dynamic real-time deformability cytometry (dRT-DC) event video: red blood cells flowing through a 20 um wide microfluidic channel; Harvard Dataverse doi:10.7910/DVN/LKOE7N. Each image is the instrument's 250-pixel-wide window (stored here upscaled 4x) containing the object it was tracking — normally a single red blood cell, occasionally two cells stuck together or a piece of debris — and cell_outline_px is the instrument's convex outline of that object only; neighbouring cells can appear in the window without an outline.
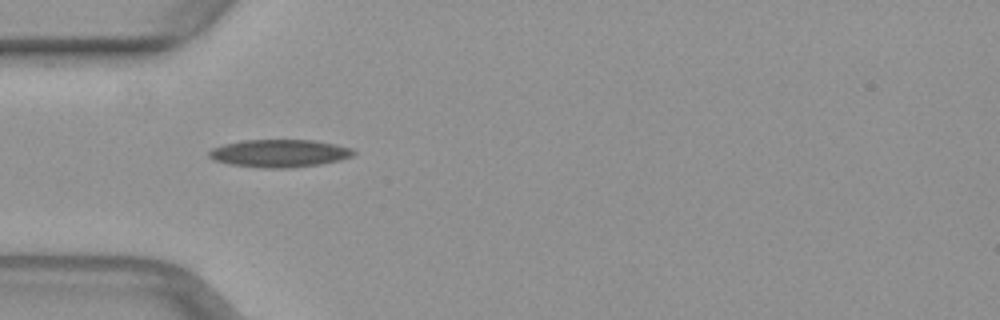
{"species": "common noctule bat (a hibernating species)", "species_latin": "Nyctalus noctula", "temperature_condition": "warm", "stored_images_in_passage": 35, "camera_frame_rate_fps": 3000, "um_per_image_px": 0.085, "animal": {"sex": "female", "body_mass_g": 29.2, "forearm_length_mm": 56.3}, "frame": {"image": 1, "passage_image": 1, "time_ms": 0.0, "image_size_px": [1000, 320], "cell_outline_px": [[356, 152], [352, 156], [340, 160], [320, 164], [288, 168], [264, 168], [228, 164], [212, 160], [208, 156], [208, 152], [212, 148], [224, 144], [244, 140], [312, 140], [336, 144], [352, 148]], "centroid_in_image_um": [23.73, 13.03], "position_along_channel_um": 61.3, "area_um2": 23.41}}
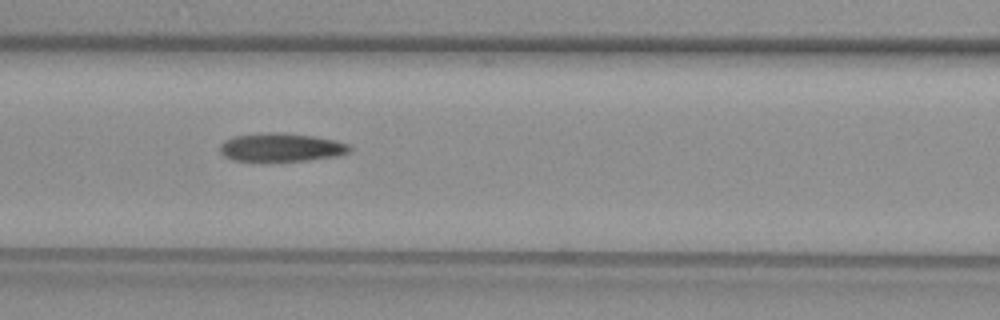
{"frame": {"image": 2, "passage_image": 7, "time_ms": 2.0, "image_size_px": [1000, 320], "cell_outline_px": [[352, 152], [340, 156], [308, 160], [232, 160], [224, 156], [220, 152], [220, 144], [224, 140], [232, 136], [268, 132], [280, 132], [312, 136], [336, 140], [348, 144], [352, 148]], "centroid_in_image_um": [23.93, 12.51], "position_along_channel_um": 142.7, "area_um2": 21.5}}
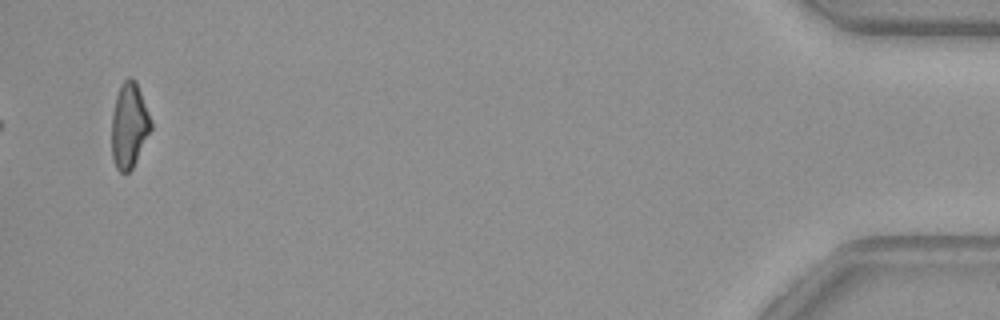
{"frame": {"image": 3, "passage_image": 34, "time_ms": 11.0, "image_size_px": [1000, 320], "cell_outline_px": [[152, 128], [132, 168], [128, 172], [120, 172], [116, 168], [112, 160], [112, 112], [116, 96], [120, 84], [128, 76], [132, 76], [136, 80], [152, 120]], "centroid_in_image_um": [10.98, 10.62], "position_along_channel_um": 424.2, "area_um2": 19.65}}